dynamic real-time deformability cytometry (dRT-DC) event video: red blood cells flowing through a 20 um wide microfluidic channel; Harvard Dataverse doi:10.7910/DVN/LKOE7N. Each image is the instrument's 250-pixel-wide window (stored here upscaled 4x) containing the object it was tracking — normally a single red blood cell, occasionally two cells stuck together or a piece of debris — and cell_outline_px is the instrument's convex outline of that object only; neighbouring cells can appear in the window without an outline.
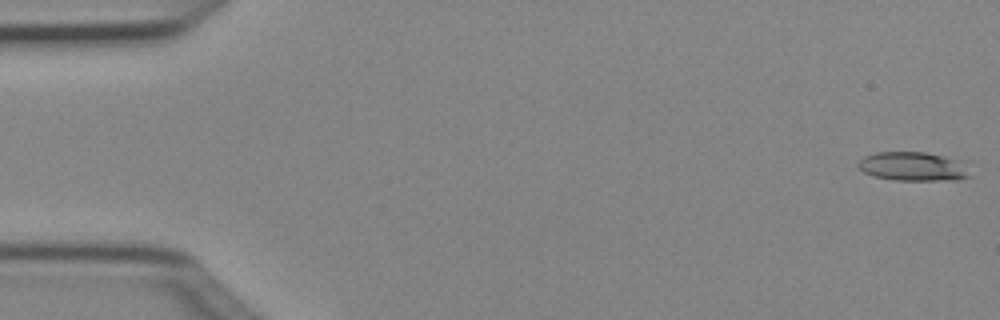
{"species": "Egyptian fruit bat (a non-hibernating species)", "species_latin": "Rousettus aegyptiacus", "temperature_condition": "cold", "stored_images_in_passage": 4, "camera_frame_rate_fps": 3000, "um_per_image_px": 0.085, "animal": {"sex": "female"}, "frame": {"image": 1, "passage_image": 1, "time_ms": 0.0, "image_size_px": [1000, 320], "cell_outline_px": [[972, 176], [956, 180], [896, 180], [872, 176], [864, 172], [856, 164], [864, 156], [876, 152], [924, 152], [940, 156], [952, 160]], "centroid_in_image_um": [77.46, 14.16], "position_along_channel_um": 7.5, "area_um2": 18.15}}
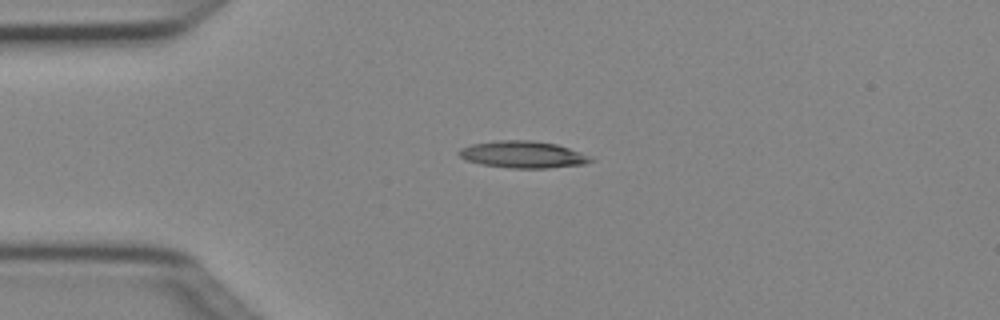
{"frame": {"image": 2, "passage_image": 4, "time_ms": 1.0, "image_size_px": [1000, 320], "cell_outline_px": [[596, 160], [584, 164], [548, 168], [508, 168], [480, 164], [464, 160], [456, 152], [460, 148], [472, 144], [496, 140], [532, 140], [556, 144], [580, 152]], "centroid_in_image_um": [44.4, 13.13], "position_along_channel_um": 40.6, "area_um2": 20.75}}